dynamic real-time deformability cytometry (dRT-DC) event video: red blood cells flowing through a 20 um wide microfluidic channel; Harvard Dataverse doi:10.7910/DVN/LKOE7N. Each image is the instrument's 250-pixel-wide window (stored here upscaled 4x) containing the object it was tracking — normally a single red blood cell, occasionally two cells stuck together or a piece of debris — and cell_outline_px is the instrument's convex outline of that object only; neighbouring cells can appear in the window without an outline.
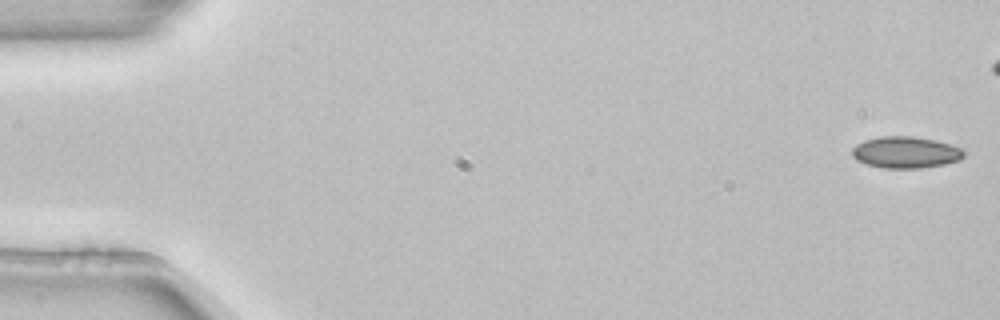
{"species": "common noctule bat (a hibernating species)", "species_latin": "Nyctalus noctula", "temperature_condition": "room temperature", "stored_images_in_passage": 6, "camera_frame_rate_fps": 3000, "um_per_image_px": 0.085, "animal": {"sex": "female", "body_mass_g": 22.7, "forearm_length_mm": 54.2}, "frame": {"image": 1, "passage_image": 1, "time_ms": 0.0, "image_size_px": [1000, 320], "cell_outline_px": [[964, 156], [960, 160], [944, 164], [920, 168], [884, 168], [868, 164], [856, 160], [852, 156], [852, 148], [856, 144], [864, 140], [880, 136], [912, 136], [936, 140], [960, 148], [964, 152]], "centroid_in_image_um": [76.96, 12.94], "position_along_channel_um": 8.0, "area_um2": 20.52}}